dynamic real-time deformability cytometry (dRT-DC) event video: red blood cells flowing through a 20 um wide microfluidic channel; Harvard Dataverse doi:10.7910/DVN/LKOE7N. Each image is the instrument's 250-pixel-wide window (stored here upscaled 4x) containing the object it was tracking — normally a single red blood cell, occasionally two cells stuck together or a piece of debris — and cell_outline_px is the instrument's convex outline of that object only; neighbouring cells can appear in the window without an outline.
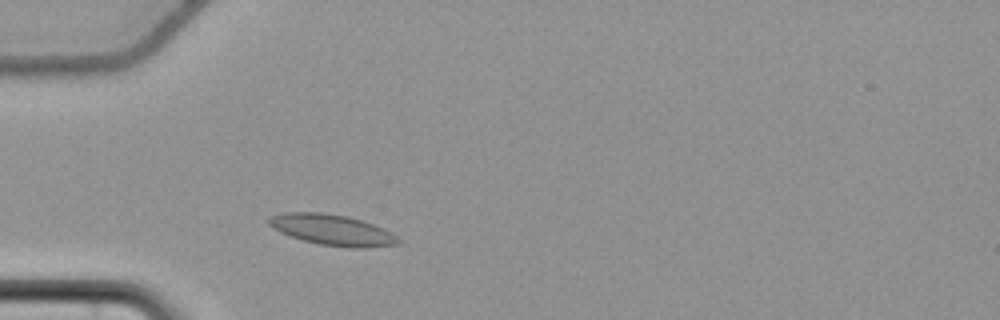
{"species": "common noctule bat (a hibernating species)", "species_latin": "Nyctalus noctula", "temperature_condition": "cold", "stored_images_in_passage": 41, "camera_frame_rate_fps": 3000, "um_per_image_px": 0.085, "animal": {"sex": "female", "body_mass_g": 22.7, "forearm_length_mm": 54.2}, "frame": {"image": 1, "passage_image": 7, "time_ms": 2.0, "image_size_px": [1000, 320], "cell_outline_px": [[400, 240], [396, 244], [364, 248], [348, 248], [320, 244], [304, 240], [280, 232], [272, 228], [268, 224], [268, 216], [284, 212], [324, 212], [348, 216], [384, 228], [392, 232]], "centroid_in_image_um": [28.21, 19.53], "position_along_channel_um": 56.8, "area_um2": 23.24}}
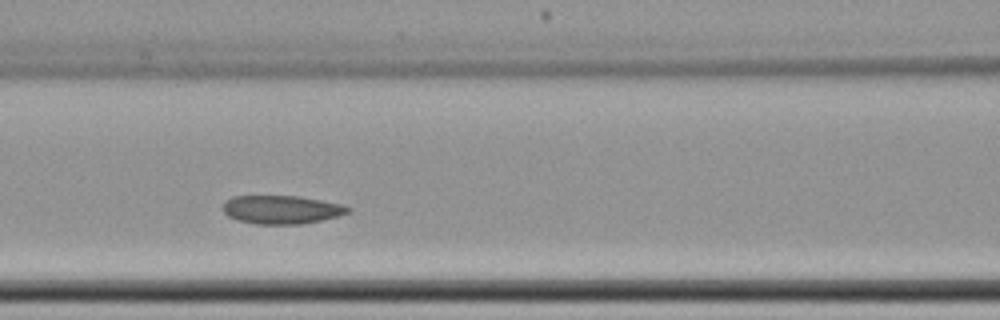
{"frame": {"image": 2, "passage_image": 15, "time_ms": 4.667, "image_size_px": [1000, 320], "cell_outline_px": [[352, 208], [348, 212], [340, 216], [300, 224], [256, 224], [240, 220], [228, 216], [224, 212], [224, 200], [232, 196], [300, 196], [344, 204]], "centroid_in_image_um": [23.96, 17.8], "position_along_channel_um": 142.6, "area_um2": 20.75}}
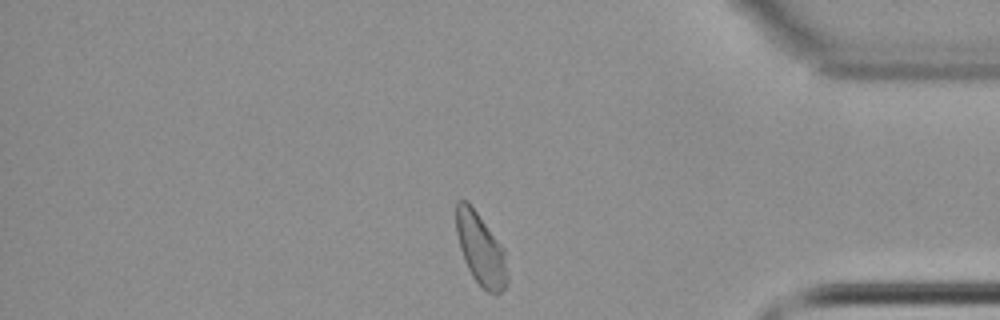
{"frame": {"image": 3, "passage_image": 38, "time_ms": 12.333, "image_size_px": [1000, 320], "cell_outline_px": [[508, 280], [504, 288], [496, 296], [488, 292], [472, 276], [464, 260], [460, 248], [456, 232], [456, 200], [468, 200], [504, 248], [508, 276]], "centroid_in_image_um": [40.86, 21.17], "position_along_channel_um": 394.3, "area_um2": 21.5}, "authors_computed_cell_mechanics": {"area_um2": 21.2126, "velocity_mm_per_s": 3.6036, "shape_relaxation_time_tau1_ms": null, "shape_relaxation_time_tau2_ms": 5.0611, "deformation_change_tau1": null, "deformation_change_tau2": 0.0751}}